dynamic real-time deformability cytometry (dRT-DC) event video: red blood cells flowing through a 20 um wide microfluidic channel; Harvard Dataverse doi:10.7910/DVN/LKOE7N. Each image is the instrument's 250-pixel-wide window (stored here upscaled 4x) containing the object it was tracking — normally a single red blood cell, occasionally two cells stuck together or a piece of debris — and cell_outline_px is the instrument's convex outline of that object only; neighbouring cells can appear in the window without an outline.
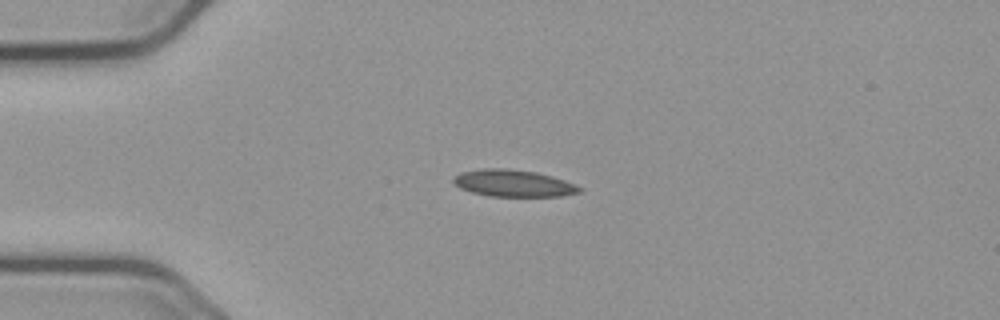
{"species": "common noctule bat (a hibernating species)", "species_latin": "Nyctalus noctula", "temperature_condition": "cold", "stored_images_in_passage": 43, "camera_frame_rate_fps": 3000, "um_per_image_px": 0.085, "animal": {"sex": "male", "body_mass_g": 23.1, "forearm_length_mm": 52.7}, "frame": {"image": 1, "passage_image": 1, "time_ms": 0.0, "image_size_px": [1000, 320], "cell_outline_px": [[584, 188], [580, 192], [564, 196], [488, 196], [472, 192], [460, 188], [452, 180], [460, 172], [484, 168], [504, 168], [536, 172], [552, 176], [564, 180]], "centroid_in_image_um": [43.66, 15.58], "position_along_channel_um": 41.3, "area_um2": 19.71}}
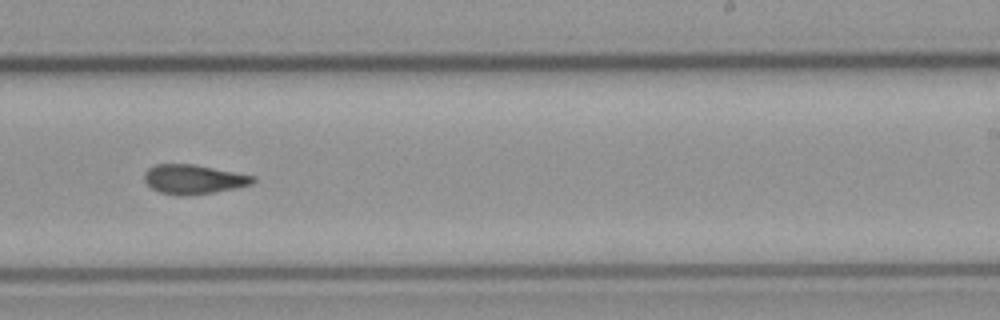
{"frame": {"image": 2, "passage_image": 22, "time_ms": 7.0, "image_size_px": [1000, 320], "cell_outline_px": [[256, 180], [252, 184], [236, 188], [212, 192], [184, 196], [180, 196], [160, 192], [152, 188], [144, 180], [144, 172], [148, 168], [156, 164], [192, 164], [256, 176]], "centroid_in_image_um": [16.45, 15.24], "position_along_channel_um": 272.6, "area_um2": 18.5}}
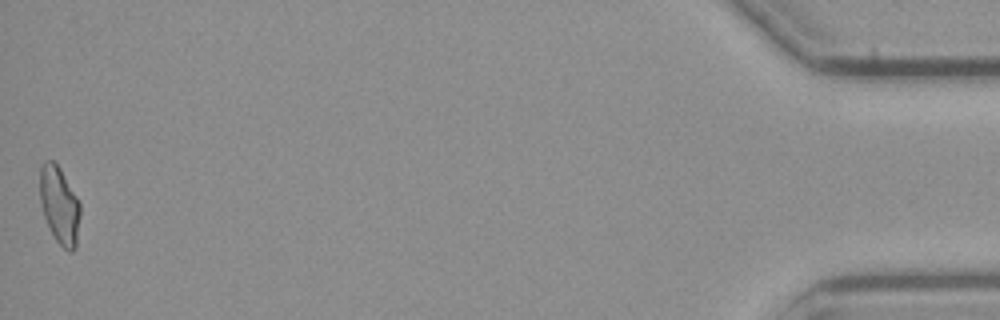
{"frame": {"image": 3, "passage_image": 43, "time_ms": 14.0, "image_size_px": [1000, 320], "cell_outline_px": [[80, 216], [76, 248], [72, 252], [68, 252], [56, 240], [44, 216], [40, 204], [40, 168], [48, 160], [52, 160], [60, 168], [76, 196], [80, 204]], "centroid_in_image_um": [5.06, 17.47], "position_along_channel_um": 430.1, "area_um2": 17.98}, "authors_computed_cell_mechanics": {"area_um2": 18.496, "velocity_mm_per_s": 3.6814, "shape_relaxation_time_tau1_ms": null, "shape_relaxation_time_tau2_ms": 3.3045, "deformation_change_tau1": null, "deformation_change_tau2": 0.1142}}